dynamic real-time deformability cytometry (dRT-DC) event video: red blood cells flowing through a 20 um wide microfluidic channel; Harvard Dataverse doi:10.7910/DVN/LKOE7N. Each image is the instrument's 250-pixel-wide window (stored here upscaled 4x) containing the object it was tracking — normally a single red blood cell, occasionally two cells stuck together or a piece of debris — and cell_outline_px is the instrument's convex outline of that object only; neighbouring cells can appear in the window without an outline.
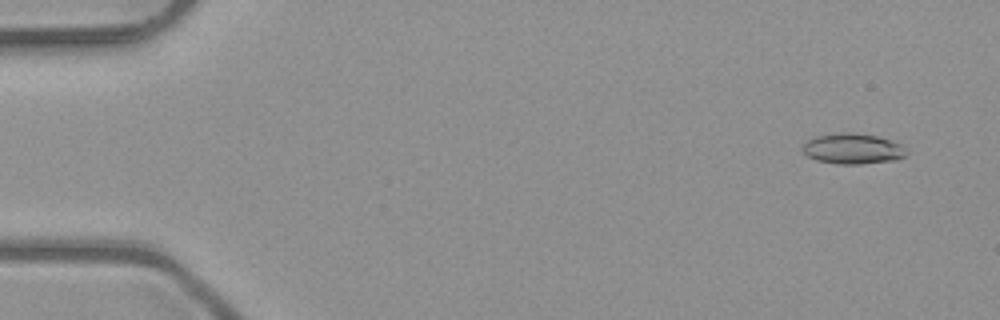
{"species": "common noctule bat (a hibernating species)", "species_latin": "Nyctalus noctula", "temperature_condition": "room temperature", "stored_images_in_passage": 52, "camera_frame_rate_fps": 3000, "um_per_image_px": 0.085, "animal": {"sex": "male", "body_mass_g": 23.1, "forearm_length_mm": 52.7}, "frame": {"image": 1, "passage_image": 4, "time_ms": 1.0, "image_size_px": [1000, 320], "cell_outline_px": [[908, 152], [904, 156], [896, 160], [860, 164], [836, 164], [816, 160], [808, 156], [800, 148], [808, 140], [816, 136], [836, 132], [848, 132], [876, 136], [900, 144]], "centroid_in_image_um": [72.45, 12.65], "position_along_channel_um": 12.6, "area_um2": 18.44}}
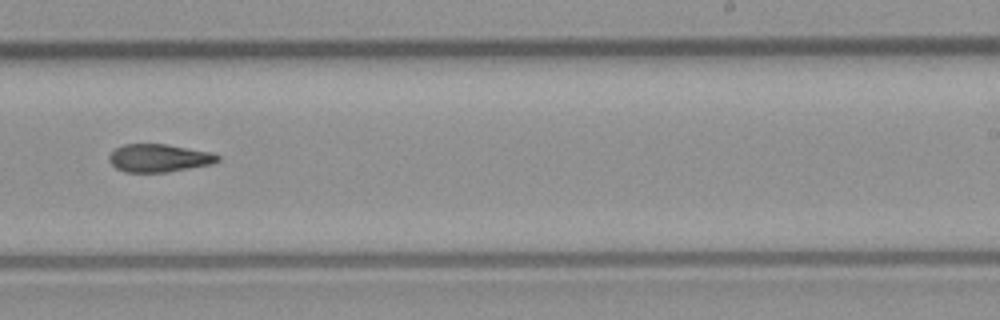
{"frame": {"image": 2, "passage_image": 33, "time_ms": 10.667, "image_size_px": [1000, 320], "cell_outline_px": [[220, 160], [212, 164], [168, 172], [124, 172], [116, 168], [108, 160], [108, 156], [116, 148], [124, 144], [164, 144], [212, 152], [220, 156]], "centroid_in_image_um": [13.52, 13.44], "position_along_channel_um": 275.5, "area_um2": 17.69}}
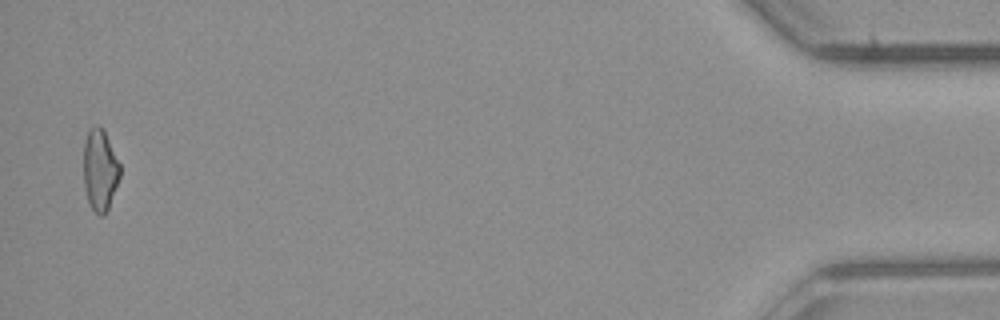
{"frame": {"image": 3, "passage_image": 51, "time_ms": 16.667, "image_size_px": [1000, 320], "cell_outline_px": [[120, 176], [108, 208], [104, 216], [100, 216], [92, 208], [88, 200], [84, 184], [84, 144], [88, 132], [96, 124], [104, 132], [120, 164]], "centroid_in_image_um": [8.5, 14.48], "position_along_channel_um": 426.7, "area_um2": 16.82}, "authors_computed_cell_mechanics": {"area_um2": 17.9758, "velocity_mm_per_s": 4.069, "shape_relaxation_time_tau1_ms": 8.7555, "shape_relaxation_time_tau2_ms": 7.9433, "deformation_change_tau1": 0.1948, "deformation_change_tau2": 0.1965}}